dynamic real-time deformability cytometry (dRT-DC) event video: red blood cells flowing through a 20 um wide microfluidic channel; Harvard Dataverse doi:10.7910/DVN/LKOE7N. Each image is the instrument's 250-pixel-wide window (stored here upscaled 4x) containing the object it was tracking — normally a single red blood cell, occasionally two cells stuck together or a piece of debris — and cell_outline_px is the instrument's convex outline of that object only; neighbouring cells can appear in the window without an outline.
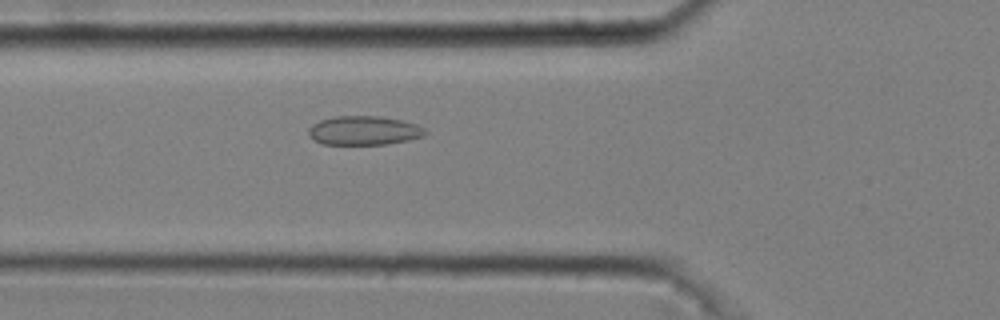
{"species": "common noctule bat (a hibernating species)", "species_latin": "Nyctalus noctula", "temperature_condition": "cold", "stored_images_in_passage": 34, "camera_frame_rate_fps": 3000, "um_per_image_px": 0.085, "animal": {"sex": "male", "body_mass_g": 20.4}, "frame": {"image": 1, "passage_image": 6, "time_ms": 1.667, "image_size_px": [1000, 320], "cell_outline_px": [[428, 132], [424, 136], [408, 140], [388, 144], [324, 144], [312, 140], [308, 136], [308, 128], [312, 124], [320, 120], [336, 116], [380, 116], [400, 120], [416, 124], [424, 128]], "centroid_in_image_um": [30.91, 11.1], "position_along_channel_um": 94.9, "area_um2": 19.83}}
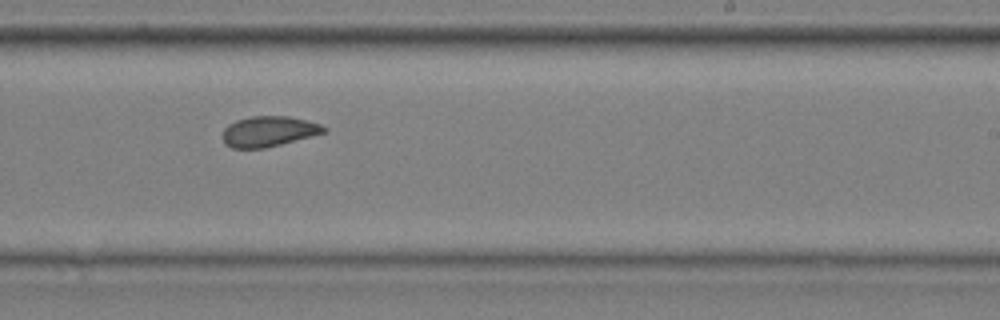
{"frame": {"image": 2, "passage_image": 20, "time_ms": 6.333, "image_size_px": [1000, 320], "cell_outline_px": [[328, 132], [264, 148], [232, 148], [224, 144], [220, 136], [224, 128], [228, 124], [236, 120], [252, 116], [288, 116], [308, 120], [320, 124], [328, 128]], "centroid_in_image_um": [22.82, 11.16], "position_along_channel_um": 266.2, "area_um2": 18.21}}
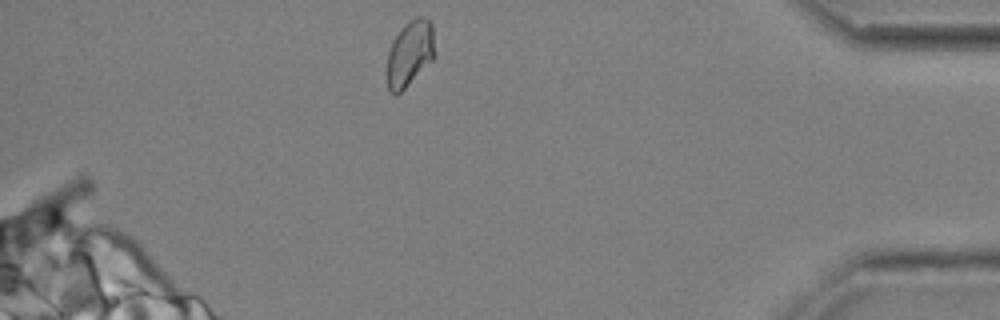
{"frame": {"image": 3, "passage_image": 34, "time_ms": 11.0, "image_size_px": [1000, 320], "cell_outline_px": [[436, 56], [396, 96], [388, 88], [388, 52], [392, 40], [400, 28], [404, 24], [416, 16], [424, 16], [432, 24]], "centroid_in_image_um": [34.85, 4.48], "position_along_channel_um": 400.3, "area_um2": 18.26}, "authors_computed_cell_mechanics": {"area_um2": 18.4093, "velocity_mm_per_s": 3.6697, "shape_relaxation_time_tau1_ms": null, "shape_relaxation_time_tau2_ms": 1.4345, "deformation_change_tau1": null, "deformation_change_tau2": 0.06}}